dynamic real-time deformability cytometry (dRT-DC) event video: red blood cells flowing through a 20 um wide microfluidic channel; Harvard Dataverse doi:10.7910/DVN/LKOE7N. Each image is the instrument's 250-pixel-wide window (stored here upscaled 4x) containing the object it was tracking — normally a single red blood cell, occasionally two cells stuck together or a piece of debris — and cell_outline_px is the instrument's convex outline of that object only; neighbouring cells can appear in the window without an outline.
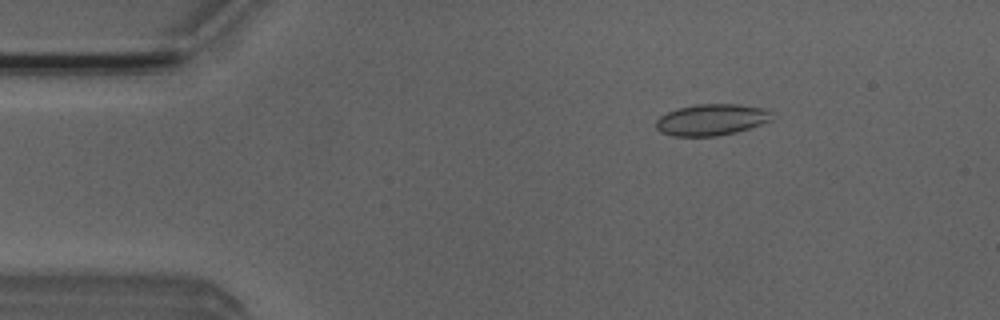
{"species": "Egyptian fruit bat (a non-hibernating species)", "species_latin": "Rousettus aegyptiacus", "temperature_condition": "room temperature", "stored_images_in_passage": 46, "camera_frame_rate_fps": 3000, "um_per_image_px": 0.085, "animal": {"sex": "male"}, "frame": {"image": 1, "passage_image": 2, "time_ms": 0.333, "image_size_px": [1000, 320], "cell_outline_px": [[772, 120], [736, 132], [716, 136], [672, 136], [660, 132], [656, 128], [656, 120], [660, 116], [676, 108], [696, 104], [736, 104], [764, 108], [772, 112]], "centroid_in_image_um": [60.45, 10.17], "position_along_channel_um": 24.5, "area_um2": 21.21}}
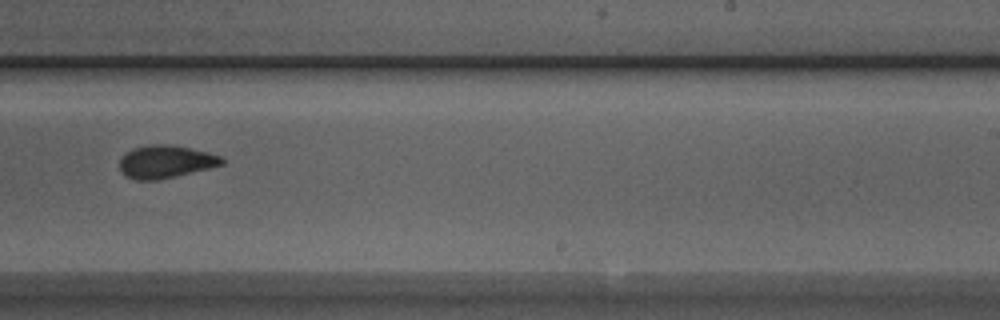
{"frame": {"image": 2, "passage_image": 26, "time_ms": 8.333, "image_size_px": [1000, 320], "cell_outline_px": [[224, 164], [176, 176], [156, 180], [136, 180], [124, 176], [120, 172], [120, 160], [132, 148], [148, 144], [168, 144], [208, 152], [220, 156], [224, 160]], "centroid_in_image_um": [14.05, 13.75], "position_along_channel_um": 275.0, "area_um2": 19.42}}
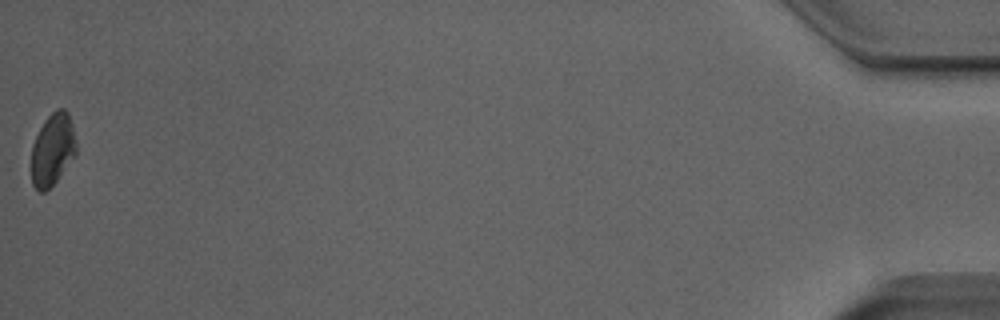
{"frame": {"image": 3, "passage_image": 46, "time_ms": 15.0, "image_size_px": [1000, 320], "cell_outline_px": [[76, 152], [60, 176], [44, 192], [40, 192], [32, 184], [32, 144], [44, 120], [56, 108], [64, 108], [68, 112], [72, 124], [76, 140]], "centroid_in_image_um": [4.47, 12.67], "position_along_channel_um": 430.7, "area_um2": 18.67}, "authors_computed_cell_mechanics": {"area_um2": 19.5364, "velocity_mm_per_s": 3.9254, "shape_relaxation_time_tau1_ms": 8.4285, "shape_relaxation_time_tau2_ms": 2.3622, "deformation_change_tau1": 0.1554, "deformation_change_tau2": 0.0441}}